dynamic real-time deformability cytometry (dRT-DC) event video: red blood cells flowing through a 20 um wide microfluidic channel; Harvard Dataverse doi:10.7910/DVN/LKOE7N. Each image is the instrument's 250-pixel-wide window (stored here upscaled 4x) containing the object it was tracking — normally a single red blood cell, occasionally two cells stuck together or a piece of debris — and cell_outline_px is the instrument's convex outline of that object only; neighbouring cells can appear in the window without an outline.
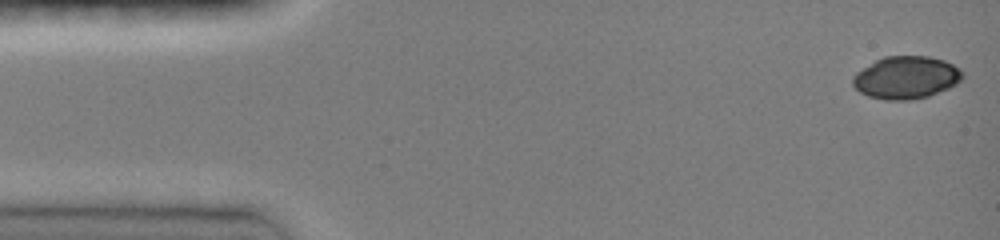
{"species": "common noctule bat (a hibernating species)", "species_latin": "Nyctalus noctula", "temperature_condition": "room temperature", "stored_images_in_passage": 47, "camera_frame_rate_fps": 3000, "um_per_image_px": 0.085, "animal": {"sex": "female", "body_mass_g": 19.0, "forearm_length_mm": 51.5}, "frame": {"image": 1, "passage_image": 1, "time_ms": 0.0, "image_size_px": [1000, 240], "cell_outline_px": [[964, 76], [956, 84], [948, 88], [928, 96], [912, 100], [884, 100], [868, 96], [860, 92], [852, 84], [852, 76], [856, 72], [876, 60], [884, 56], [928, 56], [944, 60], [960, 68], [964, 72]], "centroid_in_image_um": [77.02, 6.59], "position_along_channel_um": 8.0, "area_um2": 27.34}}
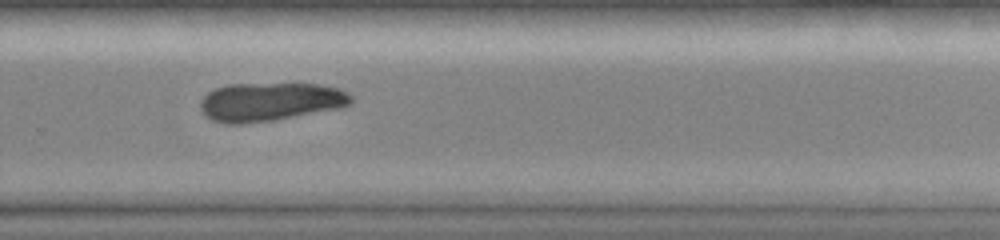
{"frame": {"image": 2, "passage_image": 32, "time_ms": 10.333, "image_size_px": [1000, 240], "cell_outline_px": [[352, 104], [340, 108], [276, 120], [240, 124], [224, 124], [212, 120], [200, 108], [200, 100], [208, 92], [216, 88], [228, 84], [320, 84], [340, 88], [348, 92], [352, 96]], "centroid_in_image_um": [22.99, 8.65], "position_along_channel_um": 306.8, "area_um2": 34.04}}
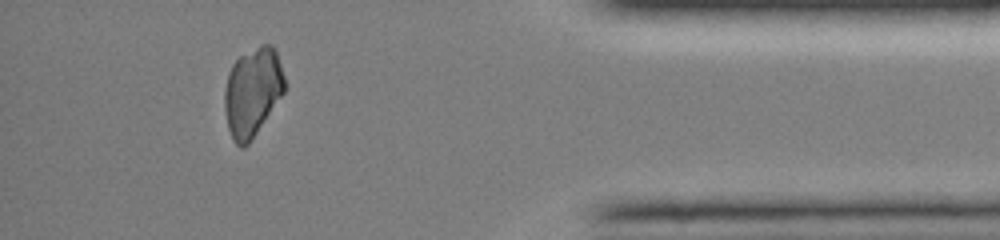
{"frame": {"image": 3, "passage_image": 42, "time_ms": 13.667, "image_size_px": [1000, 240], "cell_outline_px": [[284, 92], [248, 144], [244, 148], [240, 148], [232, 140], [228, 128], [224, 108], [224, 92], [228, 72], [232, 64], [240, 56], [260, 44], [272, 44], [276, 48], [284, 76]], "centroid_in_image_um": [21.44, 7.8], "position_along_channel_um": 413.8, "area_um2": 31.04}}